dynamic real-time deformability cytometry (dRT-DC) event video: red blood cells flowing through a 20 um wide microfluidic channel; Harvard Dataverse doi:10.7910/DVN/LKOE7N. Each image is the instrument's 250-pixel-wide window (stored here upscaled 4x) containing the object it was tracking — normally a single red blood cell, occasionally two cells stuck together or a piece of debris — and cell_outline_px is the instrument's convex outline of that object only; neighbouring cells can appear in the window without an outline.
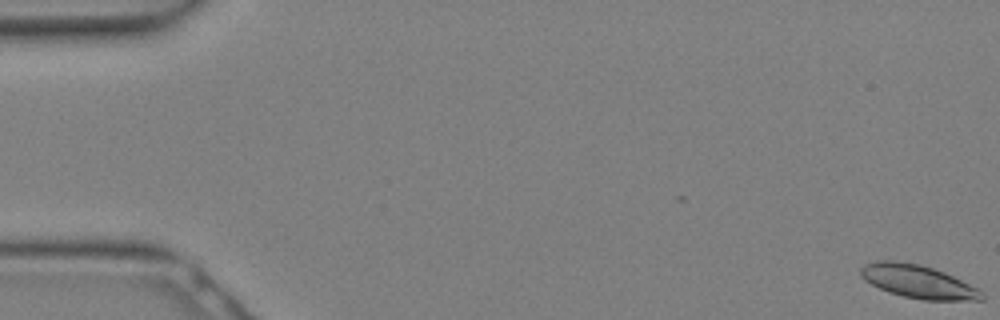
{"species": "Egyptian fruit bat (a non-hibernating species)", "species_latin": "Rousettus aegyptiacus", "temperature_condition": "warm", "stored_images_in_passage": 12, "camera_frame_rate_fps": 3000, "um_per_image_px": 0.085, "animal": {"sex": "female"}, "frame": {"image": 1, "passage_image": 1, "time_ms": 0.0, "image_size_px": [1000, 320], "cell_outline_px": [[984, 300], [924, 300], [904, 296], [888, 292], [864, 280], [860, 276], [860, 268], [864, 264], [880, 260], [892, 260], [920, 264], [944, 272], [976, 288], [984, 296]], "centroid_in_image_um": [77.98, 23.93], "position_along_channel_um": 7.0, "area_um2": 23.12}}
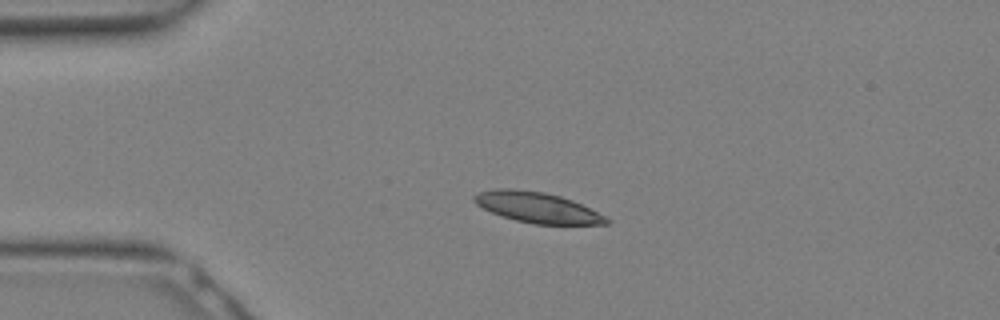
{"frame": {"image": 2, "passage_image": 8, "time_ms": 2.333, "image_size_px": [1000, 320], "cell_outline_px": [[612, 220], [608, 224], [536, 224], [516, 220], [500, 216], [476, 204], [472, 200], [472, 196], [480, 192], [496, 188], [512, 188], [544, 192], [560, 196], [572, 200]], "centroid_in_image_um": [45.63, 17.63], "position_along_channel_um": 39.4, "area_um2": 23.35}}
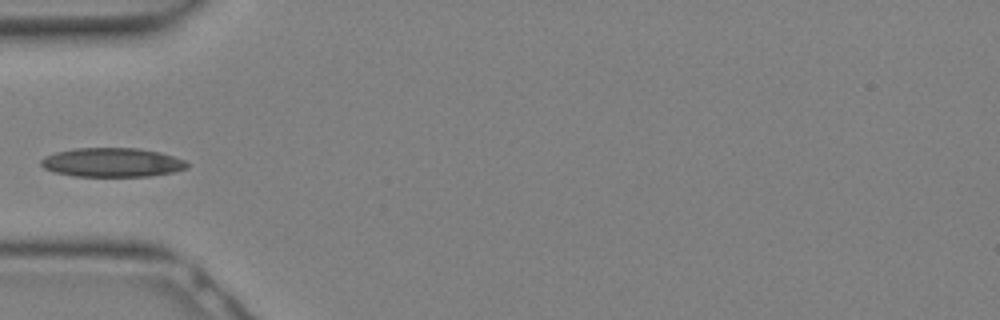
{"frame": {"image": 3, "passage_image": 11, "time_ms": 3.333, "image_size_px": [1000, 320], "cell_outline_px": [[188, 168], [172, 172], [148, 176], [76, 176], [56, 172], [44, 168], [40, 164], [40, 160], [44, 156], [56, 152], [72, 148], [140, 148], [160, 152], [184, 160], [188, 164]], "centroid_in_image_um": [9.51, 13.79], "position_along_channel_um": 75.5, "area_um2": 24.68}}